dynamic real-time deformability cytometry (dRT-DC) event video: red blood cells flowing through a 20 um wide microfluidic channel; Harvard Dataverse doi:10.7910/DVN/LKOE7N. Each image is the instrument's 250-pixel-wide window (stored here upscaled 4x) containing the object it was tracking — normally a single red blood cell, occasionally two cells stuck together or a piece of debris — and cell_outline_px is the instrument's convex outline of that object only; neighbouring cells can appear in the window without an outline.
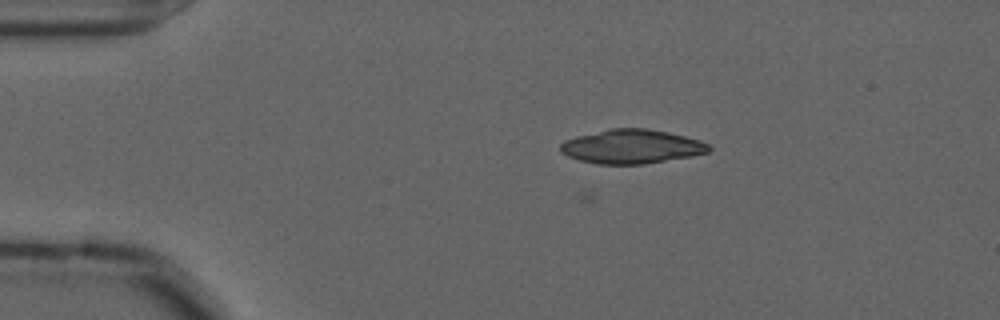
{"species": "common noctule bat (a hibernating species)", "species_latin": "Nyctalus noctula", "temperature_condition": "cold", "stored_images_in_passage": 4, "camera_frame_rate_fps": 3000, "um_per_image_px": 0.085, "animal": {"sex": "male", "forearm_length_mm": 52.5}, "frame": {"image": 1, "passage_image": 4, "time_ms": 1.0, "image_size_px": [1000, 320], "cell_outline_px": [[712, 148], [708, 152], [692, 156], [644, 164], [596, 164], [580, 160], [568, 156], [560, 152], [560, 144], [564, 140], [576, 136], [608, 128], [644, 128], [668, 132], [700, 140], [708, 144]], "centroid_in_image_um": [53.67, 12.45], "position_along_channel_um": 31.3, "area_um2": 29.54}}